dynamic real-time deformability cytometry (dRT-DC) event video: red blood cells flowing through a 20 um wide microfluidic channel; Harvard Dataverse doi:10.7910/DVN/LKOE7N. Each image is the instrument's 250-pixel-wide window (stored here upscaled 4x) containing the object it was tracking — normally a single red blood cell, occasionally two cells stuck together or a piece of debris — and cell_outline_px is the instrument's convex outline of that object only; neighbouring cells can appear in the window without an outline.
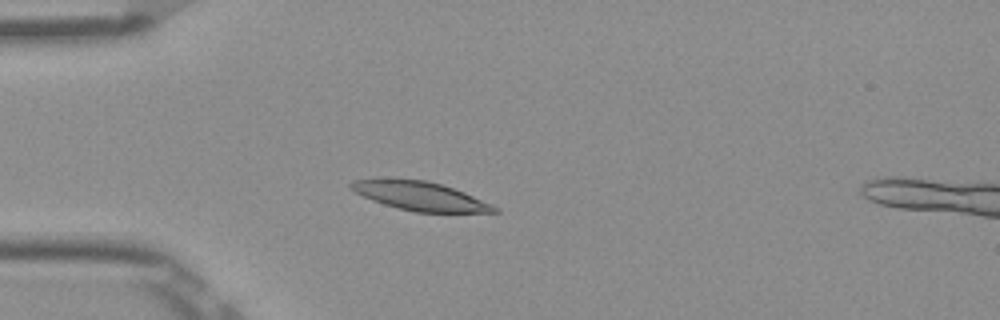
{"species": "Egyptian fruit bat (a non-hibernating species)", "species_latin": "Rousettus aegyptiacus", "temperature_condition": "room temperature", "stored_images_in_passage": 52, "segment_of_instrument_passage": [1, 2], "camera_frame_rate_fps": 3000, "um_per_image_px": 0.085, "frame": {"image": 1, "passage_image": 13, "time_ms": 4.0, "image_size_px": [1000, 320], "cell_outline_px": [[500, 212], [416, 212], [396, 208], [372, 200], [356, 192], [348, 184], [352, 180], [376, 176], [424, 180], [440, 184], [464, 192], [492, 204], [500, 208]], "centroid_in_image_um": [35.64, 16.63], "position_along_channel_um": 49.4, "area_um2": 24.45}}
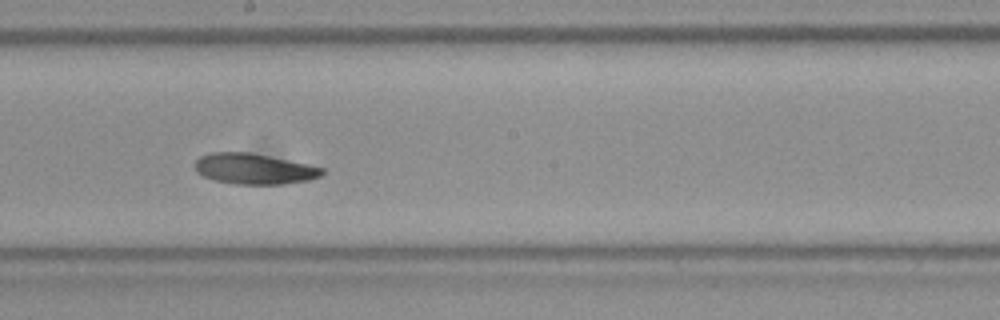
{"frame": {"image": 2, "passage_image": 28, "time_ms": 9.0, "image_size_px": [1000, 320], "cell_outline_px": [[324, 172], [320, 176], [308, 180], [284, 184], [236, 184], [216, 180], [204, 176], [196, 172], [196, 160], [200, 156], [212, 152], [252, 152], [324, 168]], "centroid_in_image_um": [21.59, 14.34], "position_along_channel_um": 226.6, "area_um2": 22.54}}
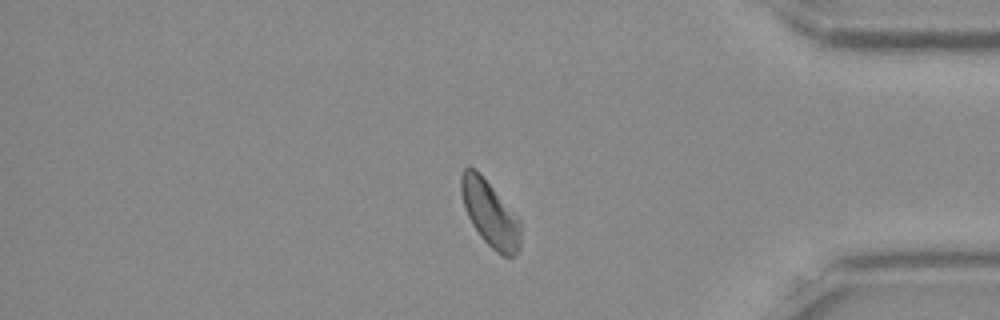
{"frame": {"image": 3, "passage_image": 43, "time_ms": 14.0, "image_size_px": [1000, 320], "cell_outline_px": [[520, 248], [512, 256], [504, 256], [496, 252], [480, 236], [472, 224], [468, 216], [460, 192], [460, 176], [464, 168], [476, 168], [480, 172], [520, 220]], "centroid_in_image_um": [41.64, 18.13], "position_along_channel_um": 393.6, "area_um2": 22.6}}